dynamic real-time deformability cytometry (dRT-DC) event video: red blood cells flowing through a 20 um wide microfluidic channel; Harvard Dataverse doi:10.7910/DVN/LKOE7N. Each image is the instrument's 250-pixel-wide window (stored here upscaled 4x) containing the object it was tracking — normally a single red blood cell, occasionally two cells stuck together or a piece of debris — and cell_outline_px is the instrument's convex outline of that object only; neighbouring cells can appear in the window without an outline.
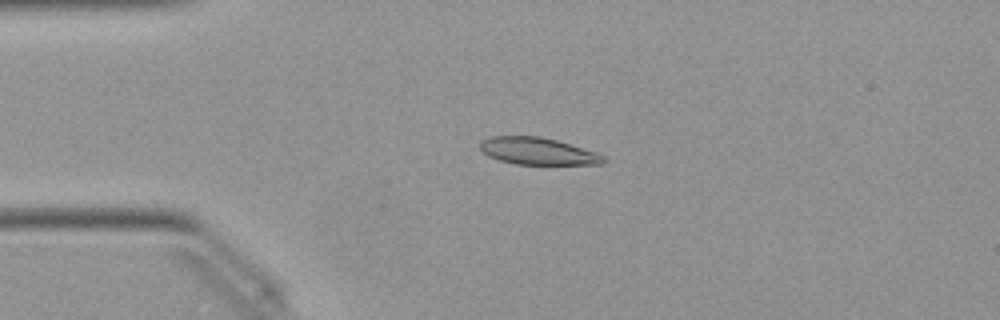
{"species": "Egyptian fruit bat (a non-hibernating species)", "species_latin": "Rousettus aegyptiacus", "temperature_condition": "warm", "stored_images_in_passage": 48, "camera_frame_rate_fps": 3000, "um_per_image_px": 0.085, "animal": {"sex": "female"}, "frame": {"image": 1, "passage_image": 9, "time_ms": 2.667, "image_size_px": [1000, 320], "cell_outline_px": [[608, 160], [604, 164], [516, 164], [500, 160], [488, 156], [480, 148], [480, 140], [488, 136], [540, 136], [556, 140], [596, 152], [604, 156]], "centroid_in_image_um": [45.7, 12.84], "position_along_channel_um": 39.3, "area_um2": 19.48}}
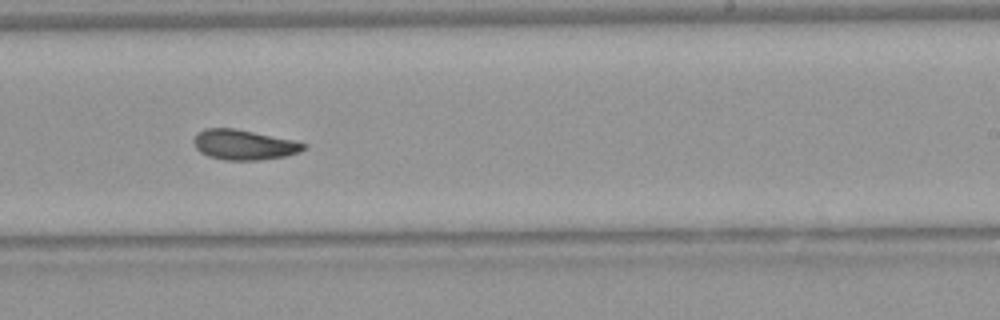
{"frame": {"image": 2, "passage_image": 28, "time_ms": 9.0, "image_size_px": [1000, 320], "cell_outline_px": [[308, 148], [300, 152], [284, 156], [260, 160], [224, 160], [208, 156], [200, 152], [196, 148], [192, 140], [204, 128], [236, 128], [296, 140], [308, 144]], "centroid_in_image_um": [20.78, 12.3], "position_along_channel_um": 268.2, "area_um2": 19.54}}
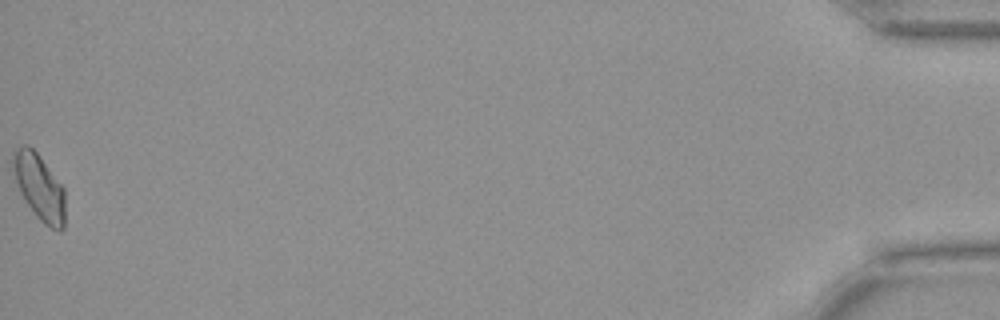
{"frame": {"image": 3, "passage_image": 48, "time_ms": 15.667, "image_size_px": [1000, 320], "cell_outline_px": [[64, 228], [60, 232], [44, 224], [36, 216], [24, 200], [20, 192], [16, 180], [12, 160], [12, 152], [16, 148], [24, 144], [28, 144], [36, 152], [64, 188]], "centroid_in_image_um": [3.33, 15.91], "position_along_channel_um": 431.9, "area_um2": 19.83}, "authors_computed_cell_mechanics": {"area_um2": 19.4786, "velocity_mm_per_s": 4.0371, "shape_relaxation_time_tau1_ms": 7.5947, "shape_relaxation_time_tau2_ms": 2.696, "deformation_change_tau1": 0.1715, "deformation_change_tau2": 0.0818}}